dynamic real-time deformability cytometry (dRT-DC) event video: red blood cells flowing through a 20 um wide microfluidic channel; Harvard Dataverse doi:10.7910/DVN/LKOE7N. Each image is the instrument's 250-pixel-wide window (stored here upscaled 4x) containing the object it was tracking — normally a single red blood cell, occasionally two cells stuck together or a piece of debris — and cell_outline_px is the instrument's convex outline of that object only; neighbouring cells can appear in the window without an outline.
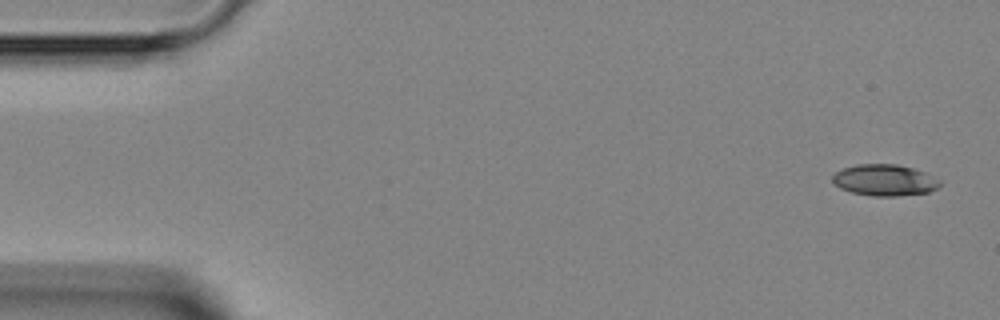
{"species": "Egyptian fruit bat (a non-hibernating species)", "species_latin": "Rousettus aegyptiacus", "temperature_condition": "room temperature", "stored_images_in_passage": 3, "camera_frame_rate_fps": 3000, "um_per_image_px": 0.085, "animal": {"sex": "female"}, "frame": {"image": 1, "passage_image": 1, "time_ms": 0.0, "image_size_px": [1000, 320], "cell_outline_px": [[940, 184], [936, 188], [928, 192], [900, 196], [872, 196], [852, 192], [840, 188], [832, 180], [832, 176], [836, 172], [844, 168], [856, 164], [896, 164], [912, 168], [924, 172], [940, 180]], "centroid_in_image_um": [75.18, 15.31], "position_along_channel_um": 9.8, "area_um2": 19.48}}
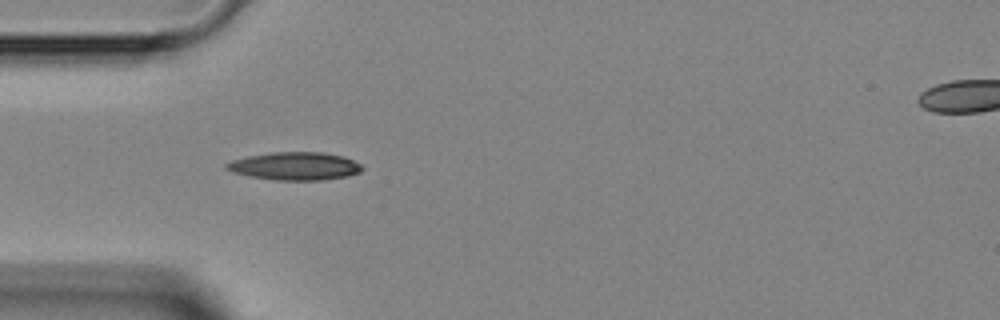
{"frame": {"image": 2, "passage_image": 3, "time_ms": 4.0, "image_size_px": [1000, 320], "cell_outline_px": [[364, 168], [360, 172], [348, 176], [320, 180], [276, 180], [248, 176], [232, 172], [224, 168], [224, 164], [232, 160], [248, 156], [272, 152], [320, 152], [344, 156], [360, 164]], "centroid_in_image_um": [25.05, 14.12], "position_along_channel_um": 60.0, "area_um2": 22.14}}